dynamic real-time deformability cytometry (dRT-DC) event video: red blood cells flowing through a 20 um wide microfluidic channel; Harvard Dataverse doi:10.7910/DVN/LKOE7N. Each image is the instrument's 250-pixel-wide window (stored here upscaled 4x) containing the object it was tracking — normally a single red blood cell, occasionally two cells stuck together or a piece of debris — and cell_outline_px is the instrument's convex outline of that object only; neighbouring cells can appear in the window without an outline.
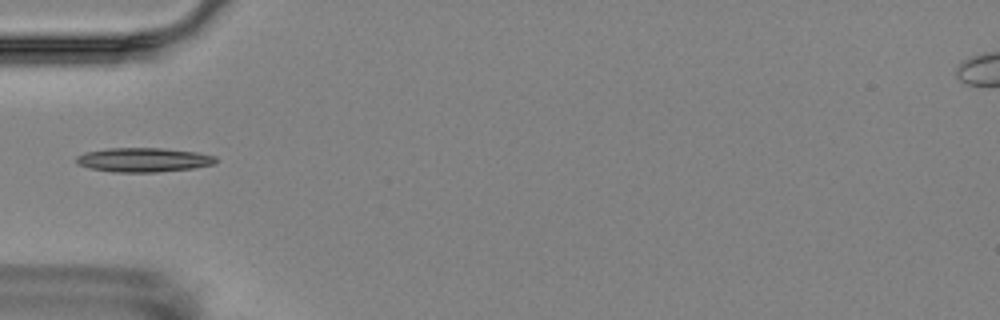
{"species": "Egyptian fruit bat (a non-hibernating species)", "species_latin": "Rousettus aegyptiacus", "temperature_condition": "room temperature", "stored_images_in_passage": 1, "camera_frame_rate_fps": 3000, "um_per_image_px": 0.085, "animal": {"sex": "female"}, "frame": {"image": 1, "passage_image": 1, "time_ms": 0.0, "image_size_px": [1000, 320], "cell_outline_px": [[216, 164], [192, 168], [156, 172], [112, 172], [92, 168], [80, 164], [76, 160], [76, 156], [84, 152], [108, 148], [164, 148], [196, 152], [216, 156]], "centroid_in_image_um": [12.22, 13.58], "position_along_channel_um": 72.8, "area_um2": 19.59}}